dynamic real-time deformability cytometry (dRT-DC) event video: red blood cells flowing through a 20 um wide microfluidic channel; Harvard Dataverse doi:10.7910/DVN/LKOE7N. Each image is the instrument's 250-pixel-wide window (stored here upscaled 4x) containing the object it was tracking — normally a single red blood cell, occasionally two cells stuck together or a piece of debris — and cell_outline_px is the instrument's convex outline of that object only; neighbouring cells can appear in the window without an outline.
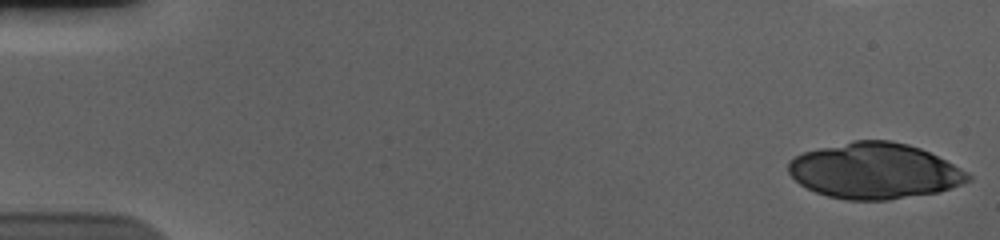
{"species": "human", "species_latin": "Homo sapiens", "temperature_condition": "cold", "stored_images_in_passage": 47, "camera_frame_rate_fps": 3000, "um_per_image_px": 0.085, "donor": {"sex": "male"}, "frame": {"image": 1, "passage_image": 1, "time_ms": 0.0, "image_size_px": [1000, 240], "cell_outline_px": [[972, 180], [936, 192], [888, 200], [848, 200], [828, 196], [816, 192], [800, 184], [788, 172], [788, 164], [796, 156], [804, 152], [852, 140], [892, 140], [908, 144], [920, 148], [968, 172], [972, 176]], "centroid_in_image_um": [74.33, 14.52], "position_along_channel_um": 10.7, "area_um2": 57.92}, "authors_computed_cell_mechanics": {"area_um2": 39.9398, "velocity_mm_per_s": 3.6848, "shape_relaxation_time_tau1_ms": 10.3286, "shape_relaxation_time_tau2_ms": null, "deformation_change_tau1": 0.267, "deformation_change_tau2": null}}